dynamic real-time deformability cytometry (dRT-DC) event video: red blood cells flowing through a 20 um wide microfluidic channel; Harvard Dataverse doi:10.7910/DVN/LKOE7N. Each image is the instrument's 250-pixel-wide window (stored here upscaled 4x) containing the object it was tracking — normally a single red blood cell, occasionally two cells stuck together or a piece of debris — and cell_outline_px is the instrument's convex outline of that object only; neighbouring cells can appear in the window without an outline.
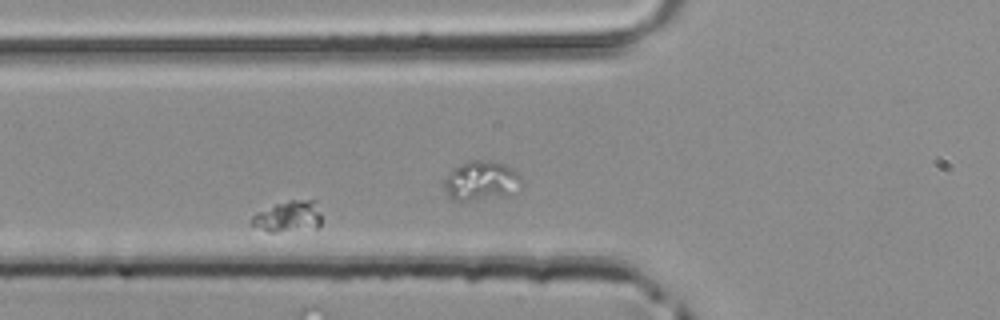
{"species": "common noctule bat (a hibernating species)", "species_latin": "Nyctalus noctula", "temperature_condition": "room temperature", "stored_images_in_passage": 5, "segment_of_instrument_passage": [1, 2], "camera_frame_rate_fps": 3000, "um_per_image_px": 0.085, "animal": {"sex": "male", "body_mass_g": 20.4}, "frame": {"image": 1, "passage_image": 3, "time_ms": 0.667, "image_size_px": [1000, 320], "cell_outline_px": [[320, 224], [316, 228], [272, 232], [268, 232], [252, 224], [252, 216], [256, 212], [276, 204], [288, 200], [316, 200], [320, 212]], "centroid_in_image_um": [24.52, 18.39], "position_along_channel_um": 101.3, "area_um2": 12.54}}